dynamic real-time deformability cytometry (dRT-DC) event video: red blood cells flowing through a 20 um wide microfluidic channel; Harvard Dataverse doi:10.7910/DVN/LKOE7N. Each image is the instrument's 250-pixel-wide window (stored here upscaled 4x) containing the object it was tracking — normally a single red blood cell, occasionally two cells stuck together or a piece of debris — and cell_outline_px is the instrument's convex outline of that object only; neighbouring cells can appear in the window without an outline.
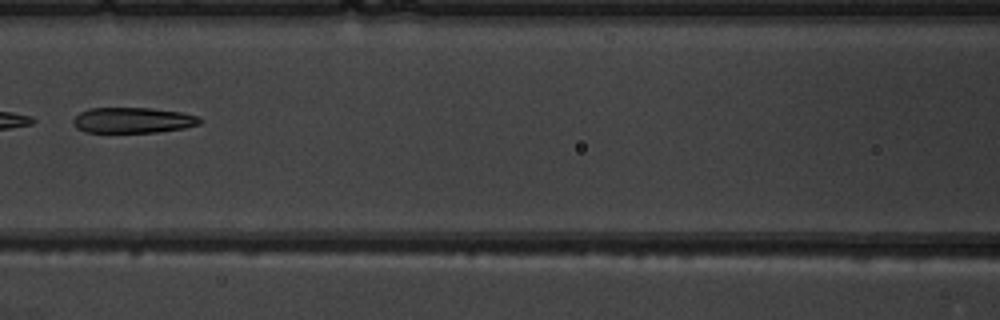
{"species": "common noctule bat (a hibernating species)", "species_latin": "Nyctalus noctula", "temperature_condition": "warm", "stored_images_in_passage": 6, "camera_frame_rate_fps": 3000, "um_per_image_px": 0.085, "animal": {"sex": "male", "body_mass_g": 19.5, "forearm_length_mm": 54.6}, "frame": {"image": 1, "passage_image": 5, "time_ms": 4.667, "image_size_px": [1000, 320], "cell_outline_px": [[204, 120], [200, 124], [184, 128], [156, 132], [84, 132], [76, 128], [72, 124], [72, 120], [80, 112], [88, 108], [152, 108], [180, 112], [196, 116]], "centroid_in_image_um": [11.27, 10.22], "position_along_channel_um": 155.3, "area_um2": 18.96}}
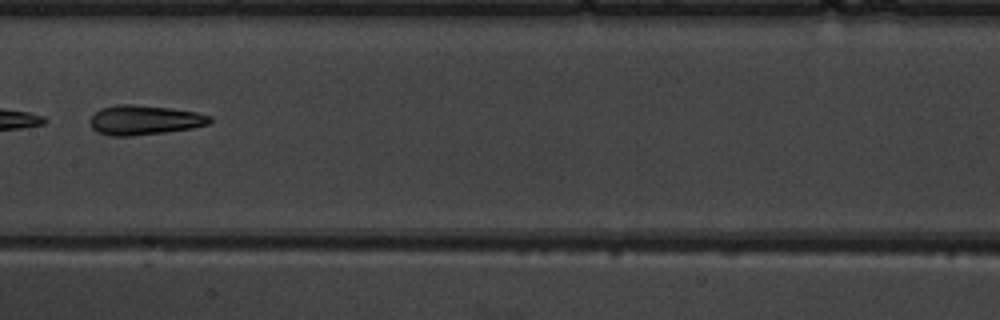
{"frame": {"image": 2, "passage_image": 6, "time_ms": 5.667, "image_size_px": [1000, 320], "cell_outline_px": [[212, 120], [208, 124], [192, 128], [164, 132], [132, 136], [108, 136], [96, 132], [92, 128], [88, 120], [100, 108], [116, 104], [132, 104], [168, 108], [196, 112], [212, 116]], "centroid_in_image_um": [12.23, 10.21], "position_along_channel_um": 195.2, "area_um2": 20.75}}